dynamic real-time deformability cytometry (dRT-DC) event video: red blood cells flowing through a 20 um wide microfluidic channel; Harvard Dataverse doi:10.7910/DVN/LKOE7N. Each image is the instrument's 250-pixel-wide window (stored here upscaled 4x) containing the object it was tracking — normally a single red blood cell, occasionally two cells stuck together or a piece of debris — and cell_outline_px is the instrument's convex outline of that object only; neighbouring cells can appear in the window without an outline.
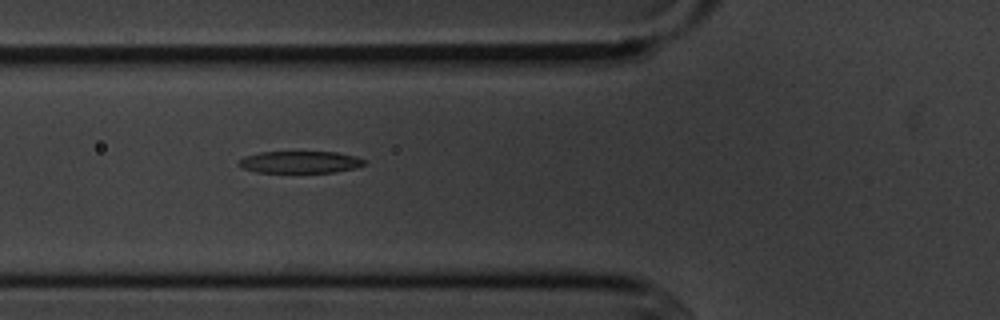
{"species": "common noctule bat (a hibernating species)", "species_latin": "Nyctalus noctula", "temperature_condition": "cold", "stored_images_in_passage": 4, "camera_frame_rate_fps": 3000, "um_per_image_px": 0.085, "animal": {"sex": "male", "body_mass_g": 20.1, "forearm_length_mm": 53.5}, "frame": {"image": 1, "passage_image": 4, "time_ms": 3.333, "image_size_px": [1000, 320], "cell_outline_px": [[368, 160], [364, 164], [356, 168], [336, 172], [256, 172], [244, 168], [236, 164], [244, 156], [260, 152], [336, 152], [356, 156]], "centroid_in_image_um": [25.54, 13.77], "position_along_channel_um": 100.3, "area_um2": 16.13}}